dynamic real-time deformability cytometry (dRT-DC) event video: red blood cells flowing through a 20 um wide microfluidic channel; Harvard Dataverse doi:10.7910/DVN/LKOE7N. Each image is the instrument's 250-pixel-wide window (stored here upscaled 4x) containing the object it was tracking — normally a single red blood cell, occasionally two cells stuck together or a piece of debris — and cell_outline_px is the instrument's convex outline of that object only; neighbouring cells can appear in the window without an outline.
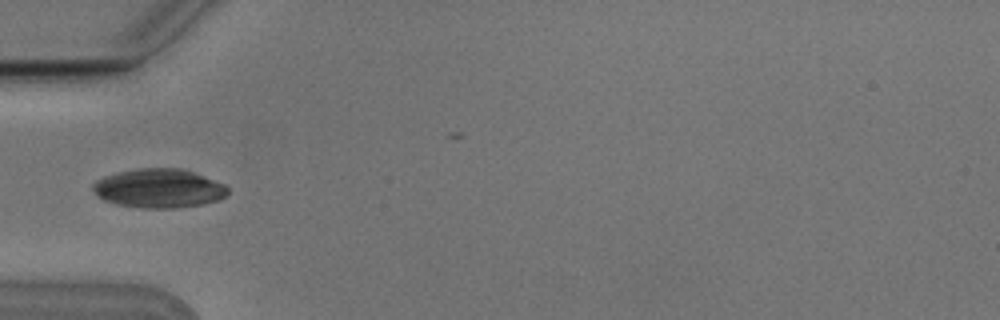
{"species": "Egyptian fruit bat (a non-hibernating species)", "species_latin": "Rousettus aegyptiacus", "temperature_condition": "cold", "stored_images_in_passage": 5, "camera_frame_rate_fps": 3000, "um_per_image_px": 0.085, "animal": {"sex": "male"}, "frame": {"image": 1, "passage_image": 4, "time_ms": 1.0, "image_size_px": [1000, 320], "cell_outline_px": [[228, 192], [220, 200], [204, 204], [176, 208], [140, 208], [116, 204], [104, 200], [92, 188], [92, 184], [96, 180], [104, 176], [116, 172], [136, 168], [180, 168], [192, 172], [224, 184], [228, 188]], "centroid_in_image_um": [13.49, 16.01], "position_along_channel_um": 71.5, "area_um2": 30.63}}